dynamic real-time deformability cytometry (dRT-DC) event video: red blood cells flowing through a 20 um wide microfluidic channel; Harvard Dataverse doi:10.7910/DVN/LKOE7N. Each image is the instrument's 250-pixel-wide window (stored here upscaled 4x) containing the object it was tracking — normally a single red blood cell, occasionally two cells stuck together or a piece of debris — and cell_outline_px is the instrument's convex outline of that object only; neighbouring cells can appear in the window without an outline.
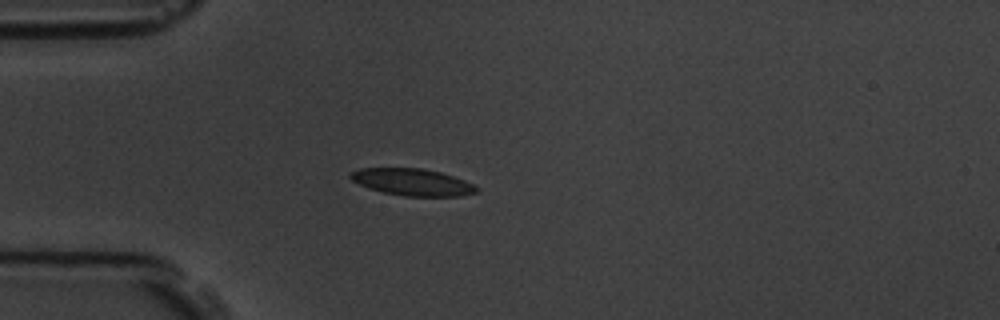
{"species": "common noctule bat (a hibernating species)", "species_latin": "Nyctalus noctula", "temperature_condition": "room temperature", "stored_images_in_passage": 1, "camera_frame_rate_fps": 3000, "um_per_image_px": 0.085, "animal": {"sex": "male", "body_mass_g": 19.5, "forearm_length_mm": 54.6}, "frame": {"image": 1, "passage_image": 1, "time_ms": 0.0, "image_size_px": [1000, 320], "cell_outline_px": [[480, 192], [460, 196], [404, 196], [384, 192], [368, 188], [352, 180], [348, 176], [348, 172], [360, 168], [424, 168], [440, 172], [464, 180], [480, 188]], "centroid_in_image_um": [35.05, 15.47], "position_along_channel_um": 49.9, "area_um2": 19.88}}